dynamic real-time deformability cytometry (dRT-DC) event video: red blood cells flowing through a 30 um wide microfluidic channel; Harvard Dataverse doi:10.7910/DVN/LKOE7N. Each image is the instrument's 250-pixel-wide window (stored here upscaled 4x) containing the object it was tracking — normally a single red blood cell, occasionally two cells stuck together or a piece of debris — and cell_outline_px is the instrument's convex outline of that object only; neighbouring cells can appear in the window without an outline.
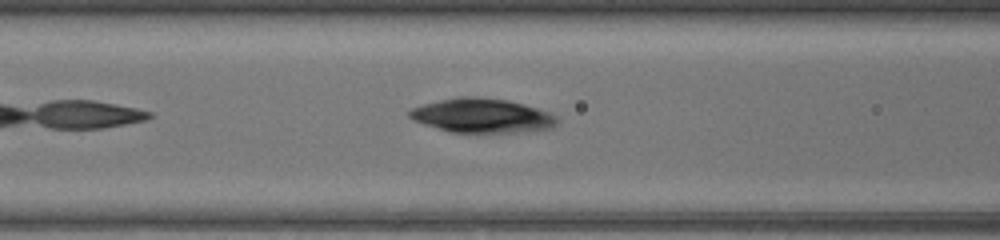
{"species": "common noctule bat (a hibernating species)", "species_latin": "Nyctalus noctula", "temperature_condition": "warm", "stored_images_in_passage": 33, "camera_frame_rate_fps": 3000, "um_per_image_px": 0.085, "animal": {"sex": "female", "body_mass_g": 17.0, "forearm_length_mm": 48.0}, "frame": {"image": 1, "passage_image": 7, "time_ms": 2.0, "image_size_px": [1000, 240], "cell_outline_px": [[556, 124], [548, 128], [508, 132], [452, 132], [416, 120], [408, 116], [408, 112], [412, 108], [424, 104], [440, 100], [460, 96], [480, 96], [508, 100], [536, 108], [548, 112], [556, 116]], "centroid_in_image_um": [40.96, 9.8], "position_along_channel_um": 125.6, "area_um2": 28.67}}
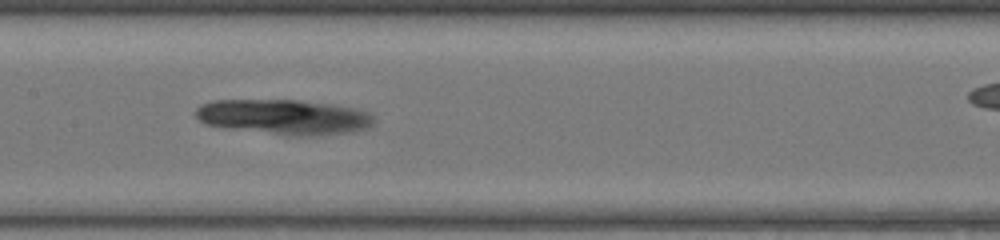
{"frame": {"image": 2, "passage_image": 11, "time_ms": 3.333, "image_size_px": [1000, 240], "cell_outline_px": [[372, 120], [368, 124], [360, 128], [344, 132], [308, 136], [208, 124], [200, 120], [196, 116], [196, 108], [200, 104], [212, 100], [296, 100], [324, 104], [348, 108], [364, 112], [372, 116]], "centroid_in_image_um": [24.01, 9.9], "position_along_channel_um": 183.4, "area_um2": 34.16}}